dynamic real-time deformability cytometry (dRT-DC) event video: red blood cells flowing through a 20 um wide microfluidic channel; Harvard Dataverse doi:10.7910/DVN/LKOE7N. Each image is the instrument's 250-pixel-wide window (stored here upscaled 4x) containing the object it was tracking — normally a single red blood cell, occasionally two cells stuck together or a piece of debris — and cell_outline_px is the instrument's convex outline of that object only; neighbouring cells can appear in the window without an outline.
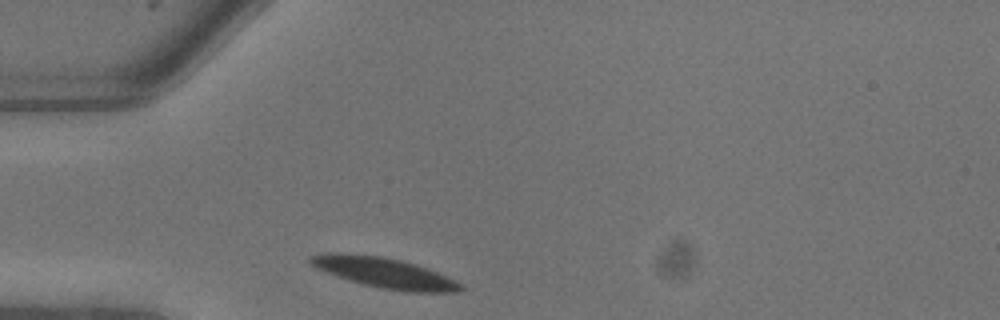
{"species": "common noctule bat (a hibernating species)", "species_latin": "Nyctalus noctula", "temperature_condition": "warm", "stored_images_in_passage": 3, "camera_frame_rate_fps": 3000, "um_per_image_px": 0.085, "animal": {"sex": "male", "body_mass_g": 13.3}, "frame": {"image": 1, "passage_image": 1, "time_ms": 0.0, "image_size_px": [1000, 320], "cell_outline_px": [[464, 288], [460, 292], [408, 292], [380, 288], [364, 284], [316, 268], [308, 264], [308, 256], [336, 252], [384, 256], [416, 264], [456, 280]], "centroid_in_image_um": [32.68, 23.18], "position_along_channel_um": 52.3, "area_um2": 26.3}}
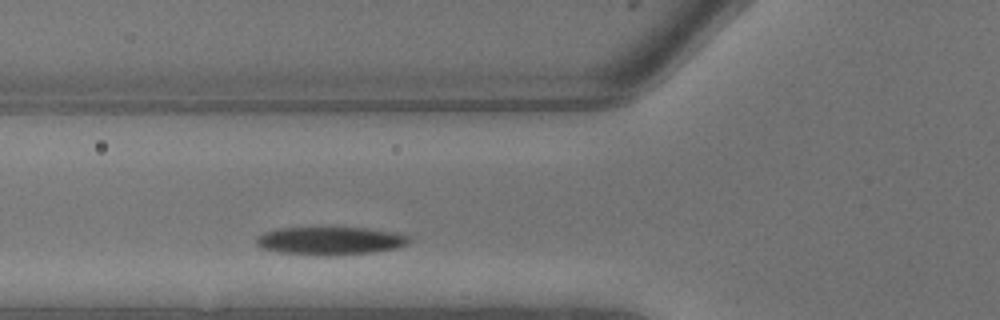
{"frame": {"image": 2, "passage_image": 3, "time_ms": 0.667, "image_size_px": [1000, 320], "cell_outline_px": [[412, 240], [408, 244], [396, 248], [372, 252], [336, 256], [312, 256], [280, 252], [260, 248], [256, 244], [256, 236], [264, 232], [276, 228], [364, 228], [392, 232], [408, 236]], "centroid_in_image_um": [28.02, 20.49], "position_along_channel_um": 97.8, "area_um2": 25.2}}